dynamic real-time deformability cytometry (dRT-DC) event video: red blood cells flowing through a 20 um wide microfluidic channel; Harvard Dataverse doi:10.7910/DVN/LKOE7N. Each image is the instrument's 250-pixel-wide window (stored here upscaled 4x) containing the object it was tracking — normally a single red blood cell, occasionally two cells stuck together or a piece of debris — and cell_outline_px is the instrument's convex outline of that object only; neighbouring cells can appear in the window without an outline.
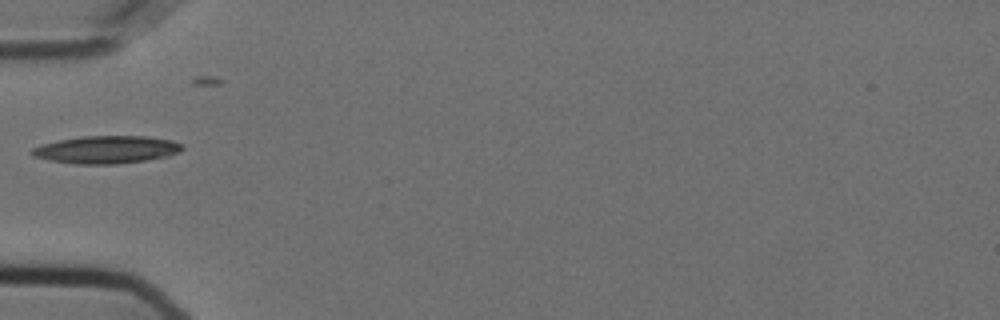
{"species": "Egyptian fruit bat (a non-hibernating species)", "species_latin": "Rousettus aegyptiacus", "temperature_condition": "cold", "stored_images_in_passage": 16, "camera_frame_rate_fps": 3000, "um_per_image_px": 0.085, "animal": {"sex": "female"}, "frame": {"image": 1, "passage_image": 1, "time_ms": 0.0, "image_size_px": [1000, 320], "cell_outline_px": [[184, 148], [180, 152], [168, 156], [144, 160], [116, 164], [76, 164], [48, 160], [32, 156], [28, 152], [32, 148], [44, 144], [60, 140], [84, 136], [144, 136], [172, 140], [180, 144]], "centroid_in_image_um": [9.03, 12.72], "position_along_channel_um": 76.0, "area_um2": 24.1}}
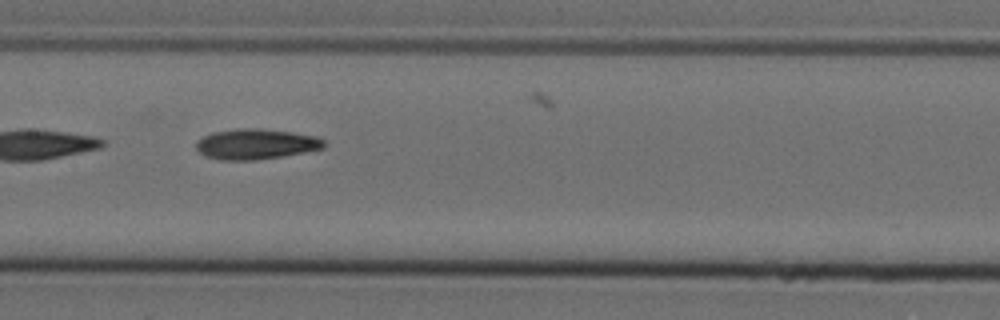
{"frame": {"image": 2, "passage_image": 10, "time_ms": 3.0, "image_size_px": [1000, 320], "cell_outline_px": [[324, 148], [304, 152], [256, 160], [220, 160], [204, 156], [196, 148], [196, 140], [212, 132], [236, 128], [260, 128], [292, 132], [316, 136], [324, 140]], "centroid_in_image_um": [21.71, 12.24], "position_along_channel_um": 185.7, "area_um2": 22.72}}
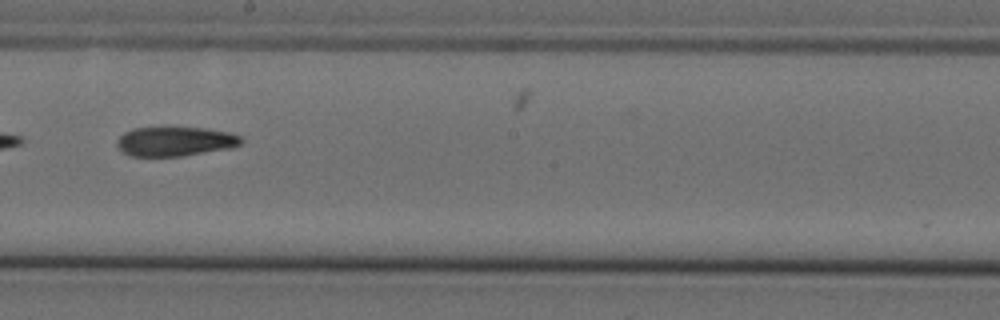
{"frame": {"image": 3, "passage_image": 14, "time_ms": 4.333, "image_size_px": [1000, 320], "cell_outline_px": [[244, 140], [240, 144], [232, 148], [184, 156], [132, 156], [124, 152], [116, 144], [116, 140], [124, 132], [132, 128], [204, 128], [232, 132], [240, 136]], "centroid_in_image_um": [14.93, 12.02], "position_along_channel_um": 233.3, "area_um2": 21.33}}